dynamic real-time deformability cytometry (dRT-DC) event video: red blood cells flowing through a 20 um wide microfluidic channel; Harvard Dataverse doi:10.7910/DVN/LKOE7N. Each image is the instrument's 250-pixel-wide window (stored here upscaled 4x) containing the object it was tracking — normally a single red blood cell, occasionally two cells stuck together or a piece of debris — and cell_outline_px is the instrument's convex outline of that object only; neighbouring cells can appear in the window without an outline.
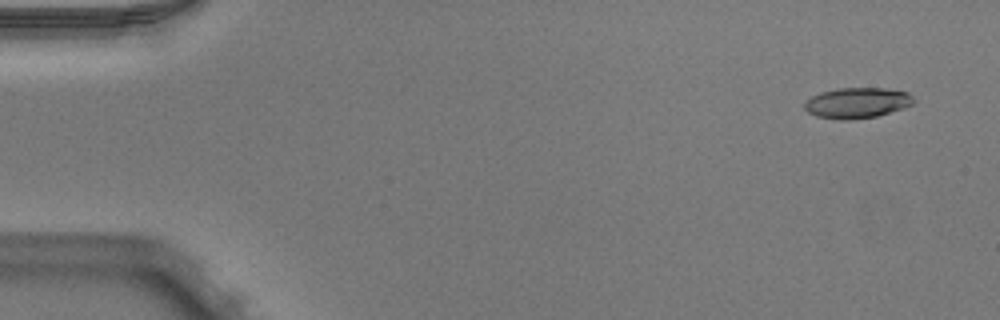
{"species": "Egyptian fruit bat (a non-hibernating species)", "species_latin": "Rousettus aegyptiacus", "temperature_condition": "warm", "stored_images_in_passage": 51, "camera_frame_rate_fps": 3000, "um_per_image_px": 0.085, "animal": {"sex": "male"}, "frame": {"image": 1, "passage_image": 3, "time_ms": 0.667, "image_size_px": [1000, 320], "cell_outline_px": [[916, 100], [912, 104], [904, 108], [876, 116], [848, 120], [840, 120], [816, 116], [808, 112], [804, 108], [804, 104], [812, 96], [820, 92], [840, 88], [884, 88], [908, 92]], "centroid_in_image_um": [72.86, 8.74], "position_along_channel_um": 12.1, "area_um2": 19.42}}
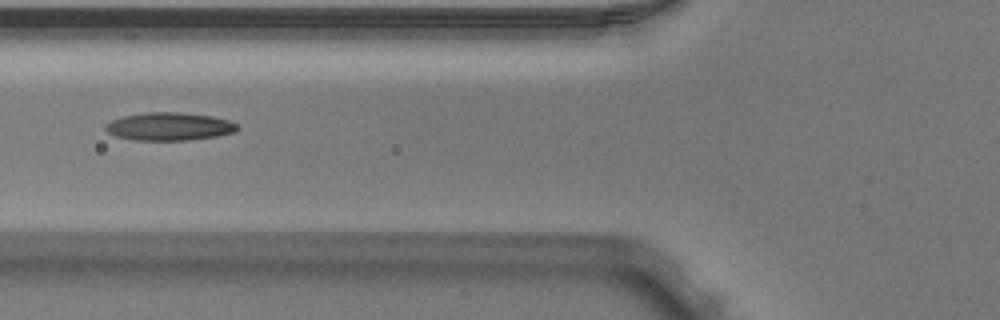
{"frame": {"image": 2, "passage_image": 20, "time_ms": 6.333, "image_size_px": [1000, 320], "cell_outline_px": [[240, 128], [236, 132], [216, 136], [188, 140], [136, 140], [116, 136], [108, 132], [104, 128], [104, 124], [112, 120], [124, 116], [144, 112], [180, 112], [212, 116], [228, 120], [236, 124]], "centroid_in_image_um": [14.39, 10.74], "position_along_channel_um": 111.4, "area_um2": 21.5}}
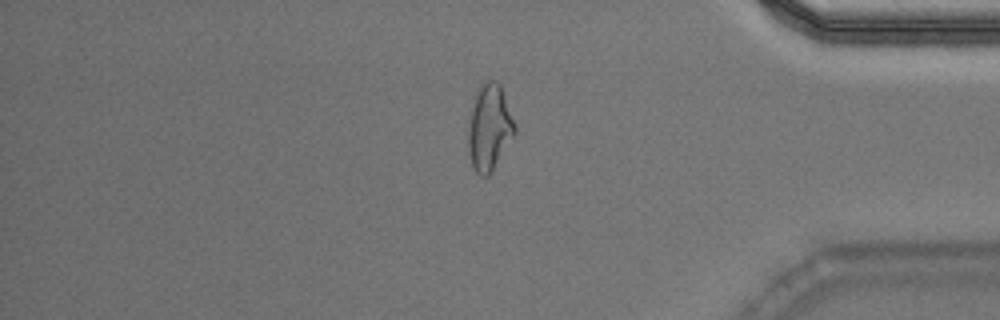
{"frame": {"image": 3, "passage_image": 43, "time_ms": 14.0, "image_size_px": [1000, 320], "cell_outline_px": [[516, 132], [488, 176], [480, 176], [476, 172], [472, 164], [468, 148], [468, 128], [472, 108], [480, 84], [484, 80], [496, 80], [500, 84], [516, 128]], "centroid_in_image_um": [41.59, 10.83], "position_along_channel_um": 393.6, "area_um2": 22.83}, "authors_computed_cell_mechanics": {"area_um2": 20.6346, "velocity_mm_per_s": 3.9913, "shape_relaxation_time_tau1_ms": 7.5662, "shape_relaxation_time_tau2_ms": 1.9769, "deformation_change_tau1": 0.2663, "deformation_change_tau2": 0.1044}}